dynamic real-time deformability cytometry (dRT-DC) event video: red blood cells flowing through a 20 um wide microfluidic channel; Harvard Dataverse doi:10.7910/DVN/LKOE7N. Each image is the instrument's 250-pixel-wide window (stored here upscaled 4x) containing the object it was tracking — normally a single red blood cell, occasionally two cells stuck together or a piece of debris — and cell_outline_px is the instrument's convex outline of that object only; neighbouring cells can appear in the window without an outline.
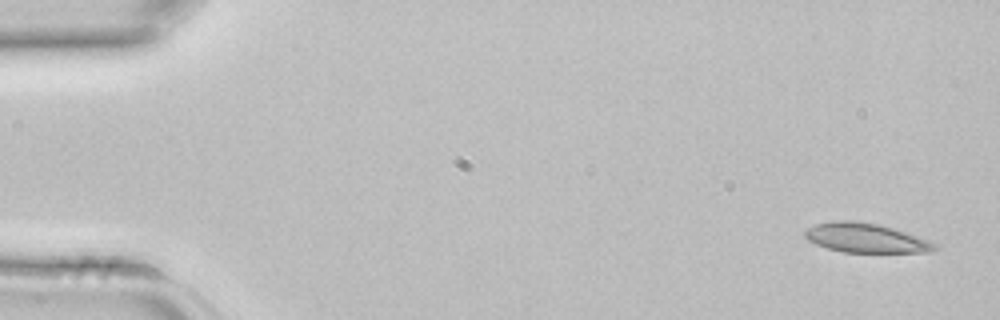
{"species": "common noctule bat (a hibernating species)", "species_latin": "Nyctalus noctula", "temperature_condition": "room temperature", "stored_images_in_passage": 5, "camera_frame_rate_fps": 3000, "um_per_image_px": 0.085, "animal": {"sex": "female", "body_mass_g": 22.7, "forearm_length_mm": 54.2}, "frame": {"image": 1, "passage_image": 1, "time_ms": 0.0, "image_size_px": [1000, 320], "cell_outline_px": [[940, 248], [932, 252], [844, 252], [828, 248], [816, 244], [808, 240], [804, 236], [804, 232], [808, 228], [816, 224], [832, 220], [852, 220], [880, 224], [928, 240], [936, 244]], "centroid_in_image_um": [73.58, 20.22], "position_along_channel_um": 11.4, "area_um2": 22.14}}